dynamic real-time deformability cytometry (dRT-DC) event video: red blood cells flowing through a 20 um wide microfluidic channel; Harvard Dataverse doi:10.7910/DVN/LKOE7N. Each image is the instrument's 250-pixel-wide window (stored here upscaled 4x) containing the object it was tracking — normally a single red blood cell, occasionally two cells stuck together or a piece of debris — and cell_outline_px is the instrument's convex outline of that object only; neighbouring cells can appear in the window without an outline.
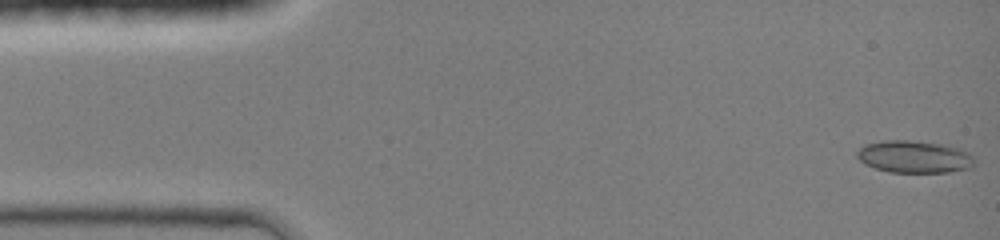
{"species": "common noctule bat (a hibernating species)", "species_latin": "Nyctalus noctula", "temperature_condition": "room temperature", "stored_images_in_passage": 44, "camera_frame_rate_fps": 3000, "um_per_image_px": 0.085, "animal": {"sex": "female", "body_mass_g": 19.0, "forearm_length_mm": 51.5}, "frame": {"image": 1, "passage_image": 1, "time_ms": 0.0, "image_size_px": [1000, 240], "cell_outline_px": [[976, 164], [972, 168], [948, 172], [888, 172], [864, 164], [856, 156], [856, 152], [864, 144], [880, 140], [916, 140], [940, 144], [960, 148], [968, 152], [972, 156]], "centroid_in_image_um": [77.71, 13.32], "position_along_channel_um": 7.3, "area_um2": 22.37}}
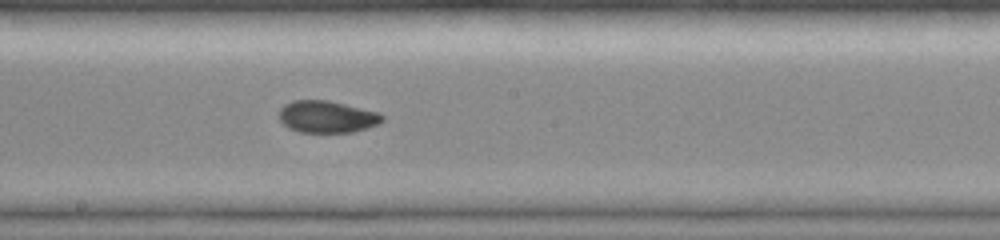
{"frame": {"image": 2, "passage_image": 24, "time_ms": 7.667, "image_size_px": [1000, 240], "cell_outline_px": [[384, 120], [368, 128], [352, 132], [300, 132], [288, 128], [280, 120], [280, 108], [284, 104], [292, 100], [328, 100], [380, 112], [384, 116]], "centroid_in_image_um": [27.8, 9.91], "position_along_channel_um": 220.4, "area_um2": 19.31}}
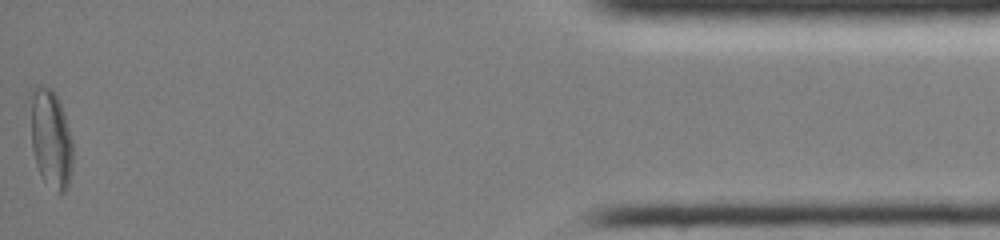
{"frame": {"image": 3, "passage_image": 44, "time_ms": 14.333, "image_size_px": [1000, 240], "cell_outline_px": [[72, 164], [68, 188], [64, 192], [60, 192], [44, 180], [40, 176], [36, 164], [32, 148], [28, 96], [28, 92], [32, 88], [40, 84], [52, 88], [56, 92], [72, 140]], "centroid_in_image_um": [4.27, 11.68], "position_along_channel_um": 430.9, "area_um2": 24.68}, "authors_computed_cell_mechanics": {"area_um2": 19.7387, "velocity_mm_per_s": 4.3294, "shape_relaxation_time_tau1_ms": null, "shape_relaxation_time_tau2_ms": 2.9056, "deformation_change_tau1": null, "deformation_change_tau2": 0.0497}}